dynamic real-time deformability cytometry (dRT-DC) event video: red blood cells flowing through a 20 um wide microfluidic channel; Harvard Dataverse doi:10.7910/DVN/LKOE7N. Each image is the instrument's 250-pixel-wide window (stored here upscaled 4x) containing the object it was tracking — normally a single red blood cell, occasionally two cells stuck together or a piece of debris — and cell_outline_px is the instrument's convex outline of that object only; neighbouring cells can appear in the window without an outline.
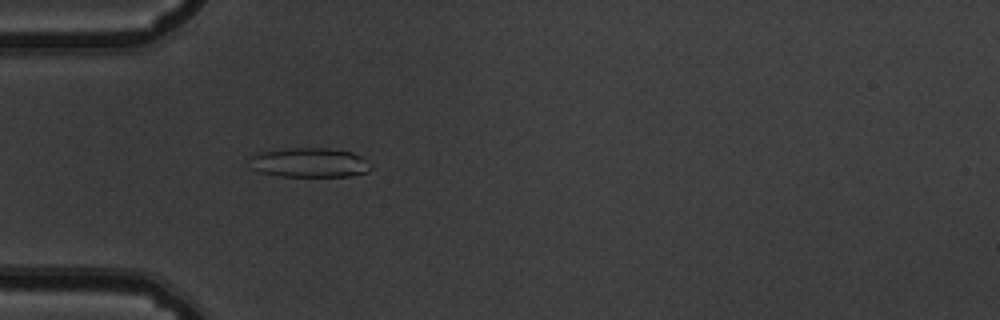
{"species": "common noctule bat (a hibernating species)", "species_latin": "Nyctalus noctula", "temperature_condition": "warm", "stored_images_in_passage": 42, "camera_frame_rate_fps": 3000, "um_per_image_px": 0.085, "animal": {"sex": "male", "body_mass_g": 19.5, "forearm_length_mm": 54.6}, "frame": {"image": 1, "passage_image": 5, "time_ms": 1.333, "image_size_px": [1000, 320], "cell_outline_px": [[372, 168], [368, 172], [348, 176], [280, 176], [260, 172], [252, 168], [248, 160], [248, 156], [252, 152], [288, 148], [328, 148], [352, 152], [360, 156], [372, 164]], "centroid_in_image_um": [26.25, 13.81], "position_along_channel_um": 58.8, "area_um2": 21.21}}
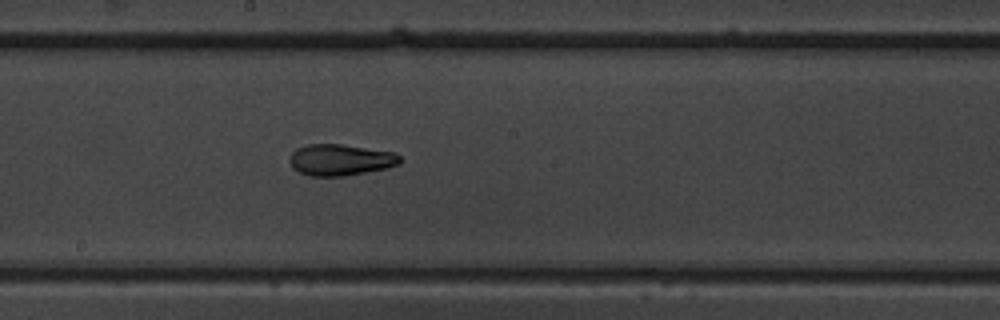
{"frame": {"image": 2, "passage_image": 18, "time_ms": 5.667, "image_size_px": [1000, 320], "cell_outline_px": [[400, 164], [388, 168], [344, 176], [312, 176], [300, 172], [292, 168], [288, 160], [292, 152], [296, 148], [308, 144], [340, 144], [396, 152], [400, 156]], "centroid_in_image_um": [28.93, 13.58], "position_along_channel_um": 219.3, "area_um2": 20.29}}
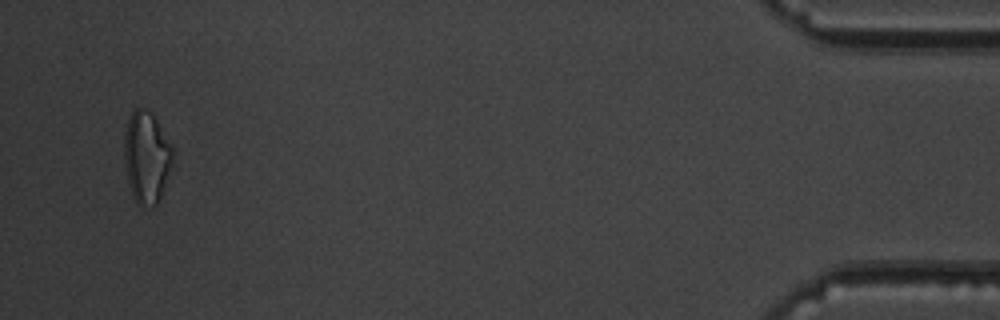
{"frame": {"image": 3, "passage_image": 40, "time_ms": 13.0, "image_size_px": [1000, 320], "cell_outline_px": [[172, 164], [156, 208], [136, 204], [132, 196], [128, 180], [124, 156], [124, 136], [128, 120], [132, 112], [136, 108], [144, 108], [152, 112], [172, 148]], "centroid_in_image_um": [12.44, 13.39], "position_along_channel_um": 422.8, "area_um2": 25.72}, "authors_computed_cell_mechanics": {"area_um2": 20.6346, "velocity_mm_per_s": 3.8303, "shape_relaxation_time_tau1_ms": null, "shape_relaxation_time_tau2_ms": 2.7648, "deformation_change_tau1": null, "deformation_change_tau2": 0.0954}}